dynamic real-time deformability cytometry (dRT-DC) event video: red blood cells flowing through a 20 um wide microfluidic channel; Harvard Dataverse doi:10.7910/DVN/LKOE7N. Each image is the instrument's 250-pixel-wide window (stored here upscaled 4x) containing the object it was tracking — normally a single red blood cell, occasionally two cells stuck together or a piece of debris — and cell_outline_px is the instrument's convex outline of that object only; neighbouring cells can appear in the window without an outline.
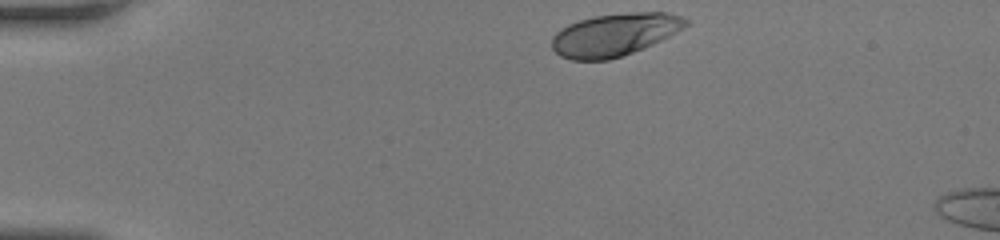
{"species": "human", "species_latin": "Homo sapiens", "temperature_condition": "room temperature", "stored_images_in_passage": 8, "camera_frame_rate_fps": 3000, "um_per_image_px": 0.085, "donor": {"sex": "female"}, "frame": {"image": 1, "passage_image": 1, "time_ms": 0.0, "image_size_px": [1000, 240], "cell_outline_px": [[688, 24], [676, 32], [644, 48], [608, 60], [572, 60], [560, 56], [552, 48], [552, 36], [560, 28], [568, 24], [580, 20], [596, 16], [628, 12], [664, 12], [680, 16], [688, 20]], "centroid_in_image_um": [52.2, 2.94], "position_along_channel_um": 32.8, "area_um2": 33.0}}